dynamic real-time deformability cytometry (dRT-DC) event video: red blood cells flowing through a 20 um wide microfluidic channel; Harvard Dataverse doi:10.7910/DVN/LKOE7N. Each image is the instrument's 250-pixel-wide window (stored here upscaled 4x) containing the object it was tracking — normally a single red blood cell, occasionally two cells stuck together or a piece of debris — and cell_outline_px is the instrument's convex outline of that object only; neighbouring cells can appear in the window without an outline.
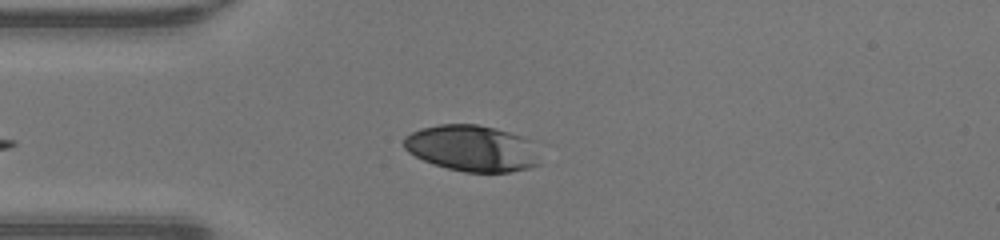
{"species": "human", "species_latin": "Homo sapiens", "temperature_condition": "warm", "stored_images_in_passage": 38, "camera_frame_rate_fps": 3000, "um_per_image_px": 0.085, "donor": {"sex": "male"}, "frame": {"image": 1, "passage_image": 3, "time_ms": 0.667, "image_size_px": [1000, 240], "cell_outline_px": [[540, 164], [528, 168], [508, 172], [464, 172], [448, 168], [424, 160], [408, 152], [404, 148], [404, 136], [420, 128], [440, 124], [476, 124], [496, 128], [532, 140]], "centroid_in_image_um": [40.12, 12.6], "position_along_channel_um": 44.9, "area_um2": 36.53}}
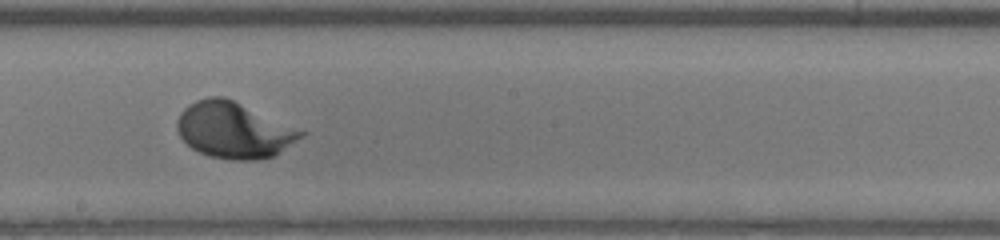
{"frame": {"image": 2, "passage_image": 17, "time_ms": 5.333, "image_size_px": [1000, 240], "cell_outline_px": [[308, 132], [304, 136], [272, 156], [256, 160], [232, 160], [208, 156], [192, 148], [180, 136], [176, 128], [176, 120], [180, 112], [188, 104], [196, 100], [208, 96], [224, 96]], "centroid_in_image_um": [19.86, 11.05], "position_along_channel_um": 228.3, "area_um2": 40.46}}
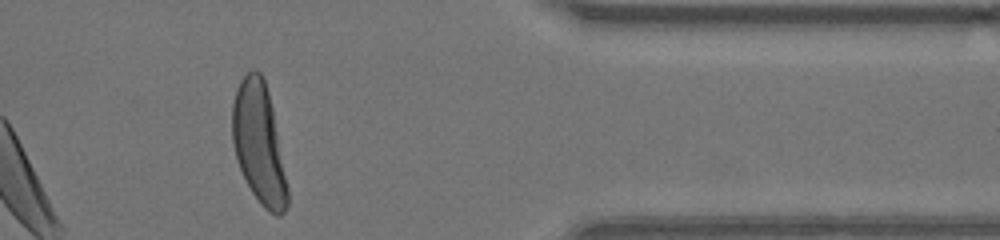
{"frame": {"image": 3, "passage_image": 30, "time_ms": 9.667, "image_size_px": [1000, 240], "cell_outline_px": [[288, 204], [284, 212], [280, 216], [276, 216], [268, 212], [260, 204], [252, 192], [240, 168], [236, 156], [232, 140], [232, 104], [236, 88], [240, 80], [252, 68], [256, 68], [260, 72], [264, 80], [268, 92], [272, 108], [288, 188]], "centroid_in_image_um": [22.0, 12.19], "position_along_channel_um": 389.4, "area_um2": 38.55}}